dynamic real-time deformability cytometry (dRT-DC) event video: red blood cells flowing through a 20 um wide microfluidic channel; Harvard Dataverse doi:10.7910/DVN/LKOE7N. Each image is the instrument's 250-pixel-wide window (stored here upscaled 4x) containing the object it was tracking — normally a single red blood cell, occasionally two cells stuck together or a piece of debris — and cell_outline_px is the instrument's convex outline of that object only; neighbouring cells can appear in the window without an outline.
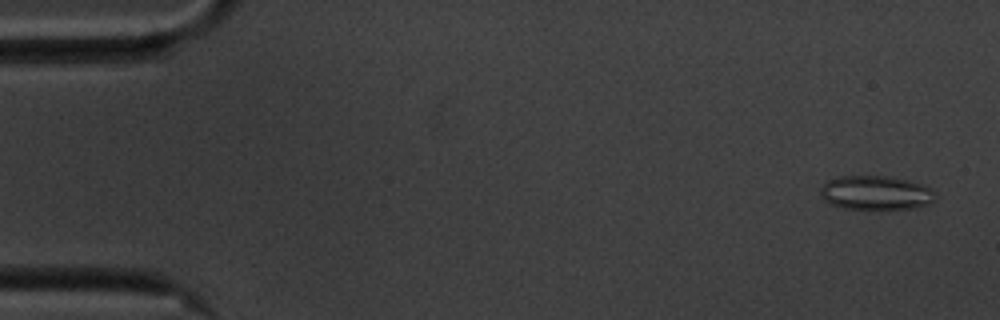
{"species": "common noctule bat (a hibernating species)", "species_latin": "Nyctalus noctula", "temperature_condition": "cold", "stored_images_in_passage": 58, "camera_frame_rate_fps": 3000, "um_per_image_px": 0.085, "animal": {"sex": "male", "body_mass_g": 20.1, "forearm_length_mm": 53.5}, "frame": {"image": 1, "passage_image": 3, "time_ms": 0.667, "image_size_px": [1000, 320], "cell_outline_px": [[936, 196], [928, 204], [912, 208], [844, 208], [832, 204], [824, 200], [820, 196], [820, 188], [828, 180], [840, 176], [888, 176], [908, 180], [924, 184], [932, 188], [936, 192]], "centroid_in_image_um": [74.45, 16.37], "position_along_channel_um": 10.5, "area_um2": 22.72}}
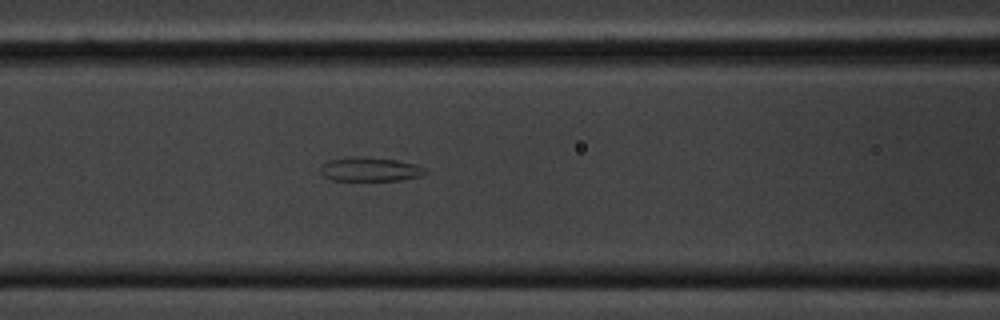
{"frame": {"image": 2, "passage_image": 24, "time_ms": 7.667, "image_size_px": [1000, 320], "cell_outline_px": [[428, 172], [420, 176], [400, 180], [332, 180], [324, 176], [320, 172], [320, 168], [328, 160], [352, 156], [396, 160], [416, 164], [424, 168]], "centroid_in_image_um": [31.44, 14.39], "position_along_channel_um": 135.2, "area_um2": 14.51}}
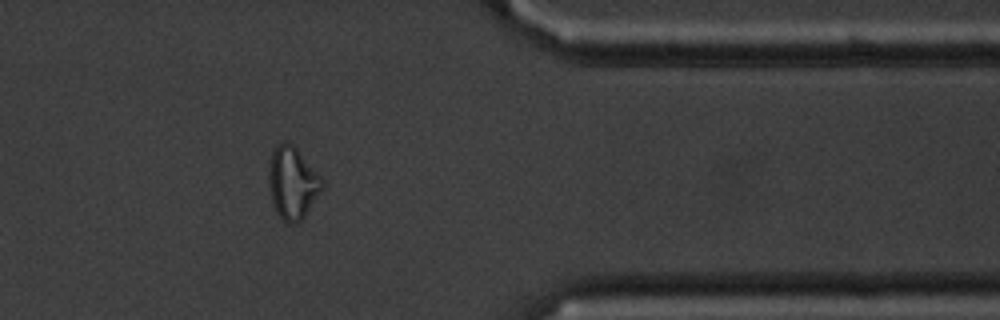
{"frame": {"image": 3, "passage_image": 47, "time_ms": 15.333, "image_size_px": [1000, 320], "cell_outline_px": [[324, 188], [304, 216], [296, 224], [288, 224], [276, 212], [272, 200], [268, 180], [268, 176], [272, 152], [276, 144], [284, 140], [292, 144], [296, 148], [324, 180]], "centroid_in_image_um": [24.87, 15.54], "position_along_channel_um": 386.5, "area_um2": 22.37}, "authors_computed_cell_mechanics": {"area_um2": 20.6057, "velocity_mm_per_s": 3.498, "shape_relaxation_time_tau1_ms": null, "shape_relaxation_time_tau2_ms": 2.3172, "deformation_change_tau1": null, "deformation_change_tau2": 0.089}}